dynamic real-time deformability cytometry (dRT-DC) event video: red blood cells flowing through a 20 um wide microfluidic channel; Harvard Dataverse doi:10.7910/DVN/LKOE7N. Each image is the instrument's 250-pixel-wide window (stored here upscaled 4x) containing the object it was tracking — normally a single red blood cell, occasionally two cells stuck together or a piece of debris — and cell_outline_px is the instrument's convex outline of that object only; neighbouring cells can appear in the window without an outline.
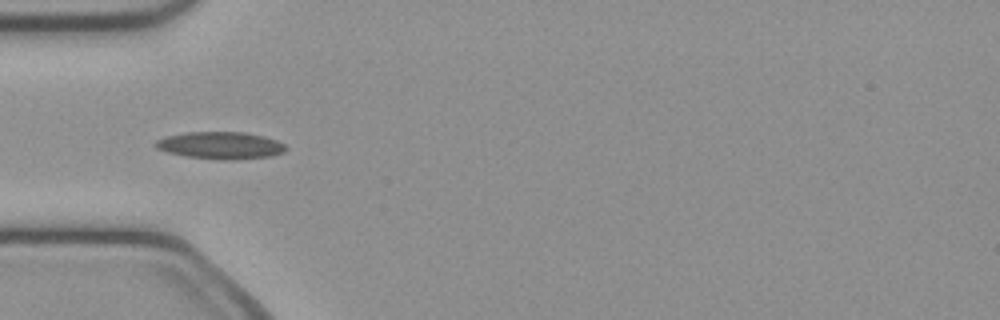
{"species": "common noctule bat (a hibernating species)", "species_latin": "Nyctalus noctula", "temperature_condition": "cold", "stored_images_in_passage": 35, "camera_frame_rate_fps": 3000, "um_per_image_px": 0.085, "animal": {"sex": "female", "body_mass_g": 21.9}, "frame": {"image": 1, "passage_image": 1, "time_ms": 0.0, "image_size_px": [1000, 320], "cell_outline_px": [[288, 148], [284, 152], [272, 156], [232, 160], [220, 160], [188, 156], [168, 152], [156, 148], [152, 144], [156, 140], [164, 136], [184, 132], [244, 132], [264, 136], [276, 140], [284, 144]], "centroid_in_image_um": [18.73, 12.35], "position_along_channel_um": 66.3, "area_um2": 20.81}}
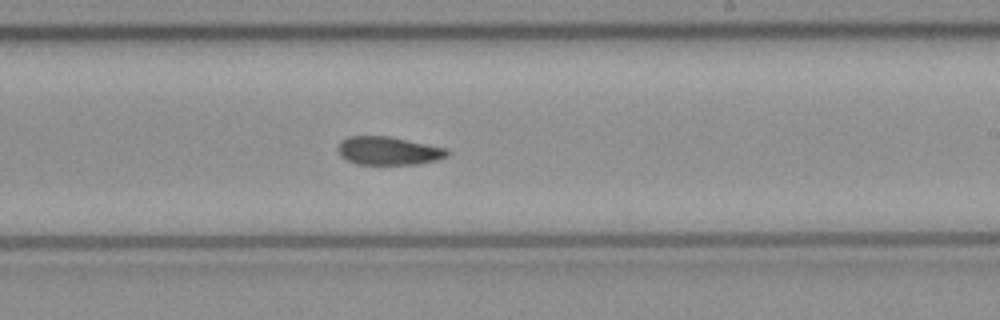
{"frame": {"image": 2, "passage_image": 15, "time_ms": 4.667, "image_size_px": [1000, 320], "cell_outline_px": [[448, 156], [436, 160], [420, 164], [356, 164], [340, 156], [336, 148], [340, 140], [348, 136], [388, 136], [448, 148]], "centroid_in_image_um": [32.99, 12.81], "position_along_channel_um": 256.0, "area_um2": 18.15}}
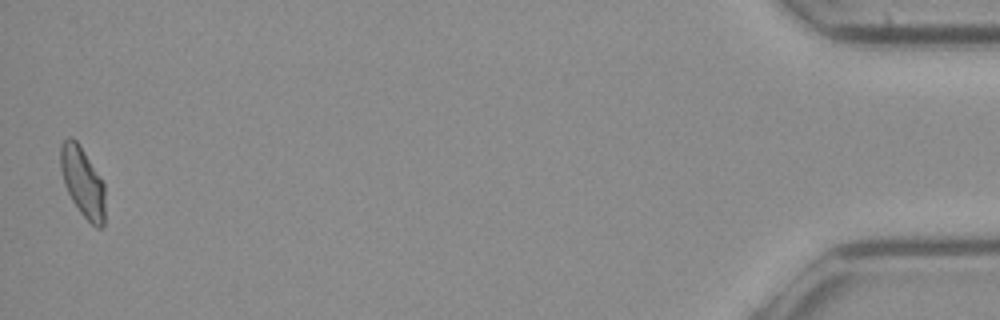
{"frame": {"image": 3, "passage_image": 35, "time_ms": 11.333, "image_size_px": [1000, 320], "cell_outline_px": [[104, 224], [100, 228], [96, 228], [80, 212], [72, 200], [64, 184], [60, 168], [60, 144], [68, 136], [72, 136], [76, 140], [84, 152], [104, 184]], "centroid_in_image_um": [7.0, 15.45], "position_along_channel_um": 428.2, "area_um2": 17.92}, "authors_computed_cell_mechanics": {"area_um2": 18.496, "velocity_mm_per_s": 4.0499, "shape_relaxation_time_tau1_ms": 7.4523, "shape_relaxation_time_tau2_ms": 3.5677, "deformation_change_tau1": 0.1753, "deformation_change_tau2": 0.0977}}